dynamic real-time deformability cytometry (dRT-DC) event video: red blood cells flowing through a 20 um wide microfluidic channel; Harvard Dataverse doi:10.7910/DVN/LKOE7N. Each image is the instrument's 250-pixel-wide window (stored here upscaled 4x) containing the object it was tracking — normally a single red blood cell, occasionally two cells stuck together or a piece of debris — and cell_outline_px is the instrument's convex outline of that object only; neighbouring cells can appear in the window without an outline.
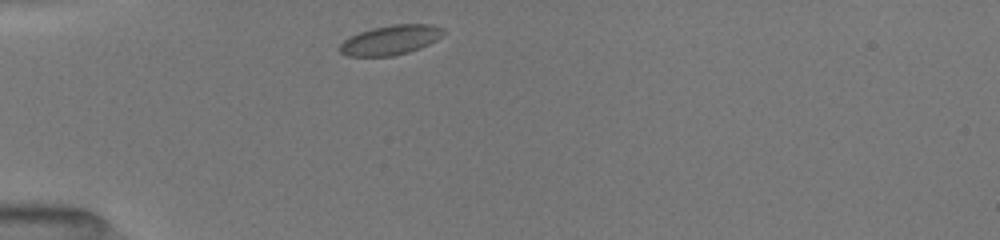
{"species": "common noctule bat (a hibernating species)", "species_latin": "Nyctalus noctula", "temperature_condition": "room temperature", "stored_images_in_passage": 40, "camera_frame_rate_fps": 3000, "um_per_image_px": 0.085, "animal": {"sex": "female", "body_mass_g": 19.5, "forearm_length_mm": 54.1}, "frame": {"image": 1, "passage_image": 1, "time_ms": 0.0, "image_size_px": [1000, 240], "cell_outline_px": [[444, 32], [436, 40], [420, 48], [408, 52], [392, 56], [348, 56], [340, 52], [340, 44], [348, 36], [372, 28], [392, 24], [432, 24], [444, 28]], "centroid_in_image_um": [33.19, 3.39], "position_along_channel_um": 51.8, "area_um2": 17.86}}
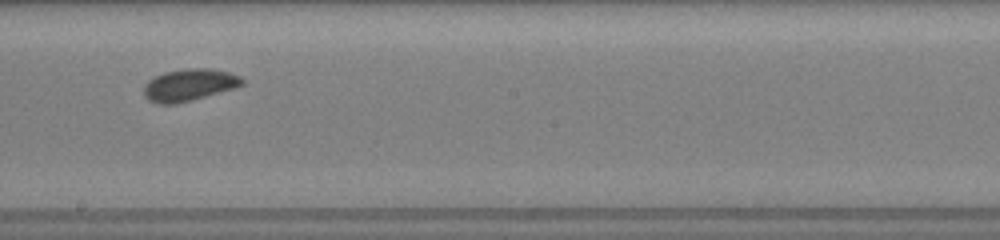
{"frame": {"image": 2, "passage_image": 18, "time_ms": 5.0, "image_size_px": [1000, 240], "cell_outline_px": [[244, 84], [232, 88], [192, 100], [176, 104], [156, 104], [148, 100], [144, 96], [144, 84], [148, 80], [164, 72], [188, 68], [208, 68], [228, 72], [240, 76], [244, 80]], "centroid_in_image_um": [16.04, 7.22], "position_along_channel_um": 232.2, "area_um2": 18.26}}
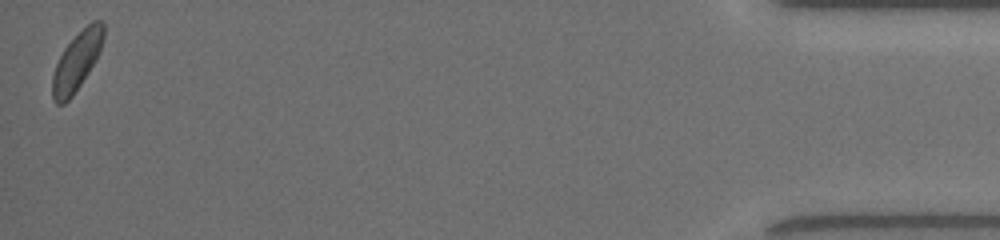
{"frame": {"image": 3, "passage_image": 40, "time_ms": 12.0, "image_size_px": [1000, 240], "cell_outline_px": [[104, 40], [100, 52], [88, 72], [72, 96], [64, 104], [56, 104], [52, 100], [52, 76], [56, 64], [64, 48], [92, 20], [104, 20]], "centroid_in_image_um": [6.54, 5.21], "position_along_channel_um": 428.7, "area_um2": 17.28}}